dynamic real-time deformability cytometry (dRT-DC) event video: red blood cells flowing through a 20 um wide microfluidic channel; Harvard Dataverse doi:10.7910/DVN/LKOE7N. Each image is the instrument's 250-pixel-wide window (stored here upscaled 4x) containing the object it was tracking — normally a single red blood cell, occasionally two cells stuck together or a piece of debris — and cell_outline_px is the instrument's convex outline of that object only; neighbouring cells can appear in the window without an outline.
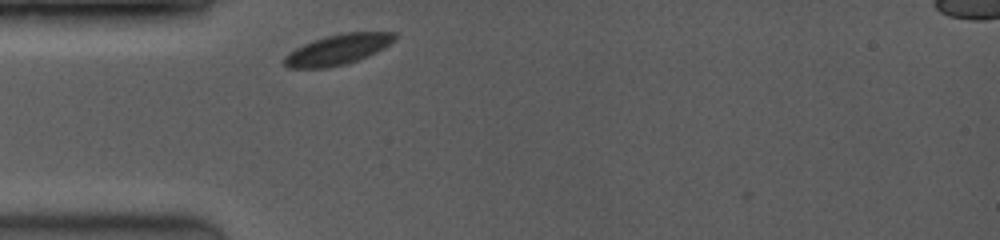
{"species": "common noctule bat (a hibernating species)", "species_latin": "Nyctalus noctula", "temperature_condition": "room temperature", "stored_images_in_passage": 5, "camera_frame_rate_fps": 3500, "um_per_image_px": 0.085, "animal": {"sex": "female", "body_mass_g": 19.0, "forearm_length_mm": 53.3}, "frame": {"image": 1, "passage_image": 2, "time_ms": 0.286, "image_size_px": [1000, 240], "cell_outline_px": [[396, 40], [384, 48], [368, 56], [344, 64], [328, 68], [288, 68], [284, 64], [284, 56], [288, 52], [304, 44], [324, 36], [344, 32], [396, 32]], "centroid_in_image_um": [28.72, 4.2], "position_along_channel_um": 56.3, "area_um2": 19.59}}
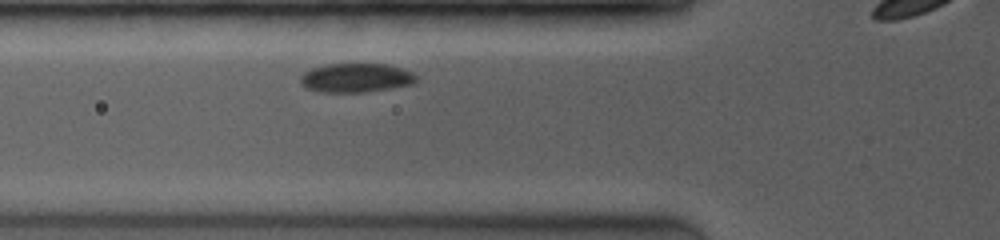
{"frame": {"image": 2, "passage_image": 4, "time_ms": 1.429, "image_size_px": [1000, 240], "cell_outline_px": [[416, 80], [412, 84], [364, 92], [320, 92], [308, 88], [300, 84], [300, 76], [304, 72], [312, 68], [328, 64], [388, 64], [412, 72], [416, 76]], "centroid_in_image_um": [30.22, 6.61], "position_along_channel_um": 95.6, "area_um2": 19.42}}